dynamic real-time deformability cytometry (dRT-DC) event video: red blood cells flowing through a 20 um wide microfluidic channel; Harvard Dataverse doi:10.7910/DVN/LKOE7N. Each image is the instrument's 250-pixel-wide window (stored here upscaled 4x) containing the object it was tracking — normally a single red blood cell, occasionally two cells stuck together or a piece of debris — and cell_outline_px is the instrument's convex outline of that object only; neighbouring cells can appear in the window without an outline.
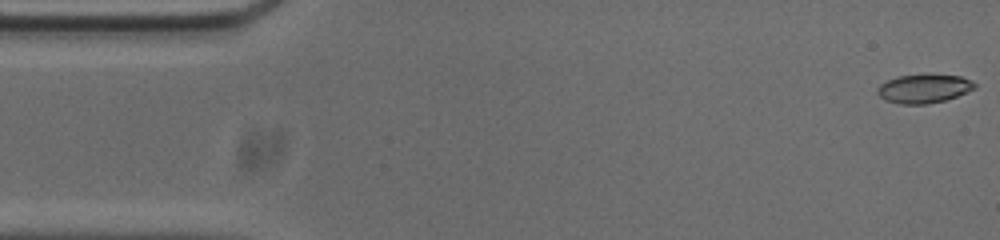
{"species": "common noctule bat (a hibernating species)", "species_latin": "Nyctalus noctula", "temperature_condition": "cold", "stored_images_in_passage": 53, "camera_frame_rate_fps": 3000, "um_per_image_px": 0.085, "animal": {"sex": "male", "body_mass_g": 20.0, "forearm_length_mm": 53.3}, "frame": {"image": 1, "passage_image": 1, "time_ms": 0.0, "image_size_px": [1000, 240], "cell_outline_px": [[976, 88], [956, 96], [944, 100], [928, 104], [900, 104], [884, 100], [876, 92], [876, 88], [880, 84], [888, 80], [900, 76], [960, 76], [972, 80], [976, 84]], "centroid_in_image_um": [78.51, 7.56], "position_along_channel_um": 6.5, "area_um2": 15.9}}
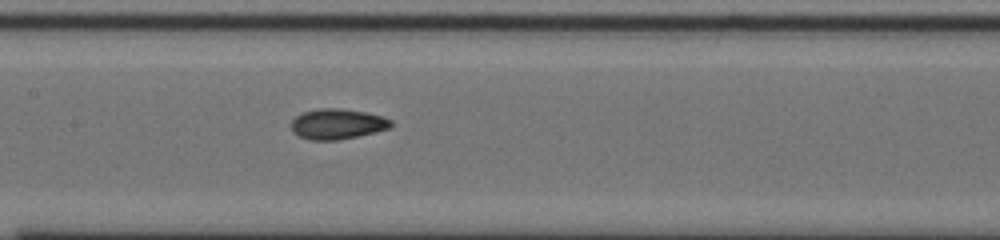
{"frame": {"image": 2, "passage_image": 24, "time_ms": 7.667, "image_size_px": [1000, 240], "cell_outline_px": [[392, 128], [376, 132], [336, 140], [308, 140], [292, 132], [292, 120], [300, 112], [320, 108], [340, 108], [364, 112], [384, 116], [392, 120]], "centroid_in_image_um": [28.68, 10.53], "position_along_channel_um": 178.7, "area_um2": 17.8}}
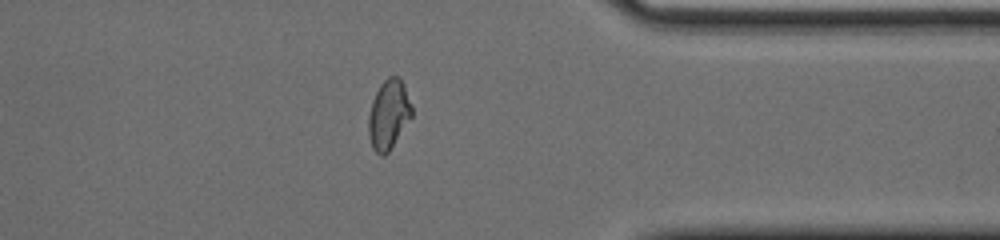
{"frame": {"image": 3, "passage_image": 41, "time_ms": 13.333, "image_size_px": [1000, 240], "cell_outline_px": [[412, 116], [388, 152], [384, 156], [380, 156], [372, 148], [368, 136], [368, 116], [372, 100], [380, 84], [388, 76], [396, 76], [404, 84], [412, 104]], "centroid_in_image_um": [33.02, 9.73], "position_along_channel_um": 378.4, "area_um2": 17.57}, "authors_computed_cell_mechanics": {"area_um2": 17.4556, "velocity_mm_per_s": 3.7911, "shape_relaxation_time_tau1_ms": null, "shape_relaxation_time_tau2_ms": 1.734, "deformation_change_tau1": null, "deformation_change_tau2": 0.0653}}